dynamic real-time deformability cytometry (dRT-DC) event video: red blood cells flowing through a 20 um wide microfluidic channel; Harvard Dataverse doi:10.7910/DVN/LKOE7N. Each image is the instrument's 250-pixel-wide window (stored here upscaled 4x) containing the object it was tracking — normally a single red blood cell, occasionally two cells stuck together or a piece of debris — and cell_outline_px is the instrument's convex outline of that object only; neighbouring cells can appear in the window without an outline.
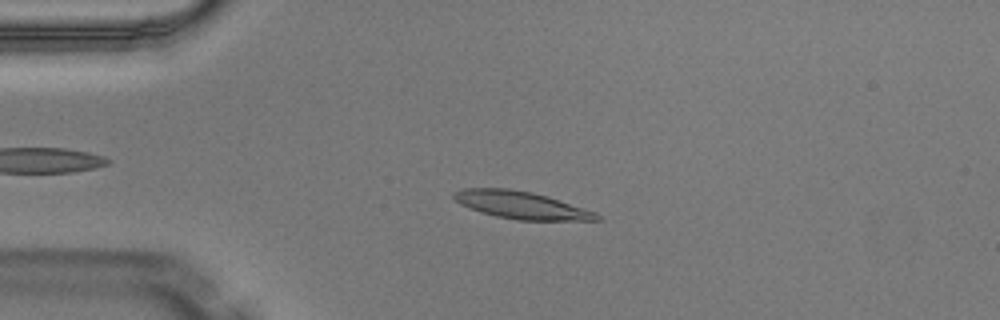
{"species": "Egyptian fruit bat (a non-hibernating species)", "species_latin": "Rousettus aegyptiacus", "temperature_condition": "warm", "stored_images_in_passage": 4, "camera_frame_rate_fps": 3000, "um_per_image_px": 0.085, "animal": {"sex": "male"}, "frame": {"image": 1, "passage_image": 3, "time_ms": 0.667, "image_size_px": [1000, 320], "cell_outline_px": [[604, 220], [516, 220], [496, 216], [480, 212], [468, 208], [460, 204], [452, 196], [452, 192], [464, 188], [508, 188], [532, 192], [548, 196], [596, 212]], "centroid_in_image_um": [44.29, 17.43], "position_along_channel_um": 40.7, "area_um2": 22.95}}